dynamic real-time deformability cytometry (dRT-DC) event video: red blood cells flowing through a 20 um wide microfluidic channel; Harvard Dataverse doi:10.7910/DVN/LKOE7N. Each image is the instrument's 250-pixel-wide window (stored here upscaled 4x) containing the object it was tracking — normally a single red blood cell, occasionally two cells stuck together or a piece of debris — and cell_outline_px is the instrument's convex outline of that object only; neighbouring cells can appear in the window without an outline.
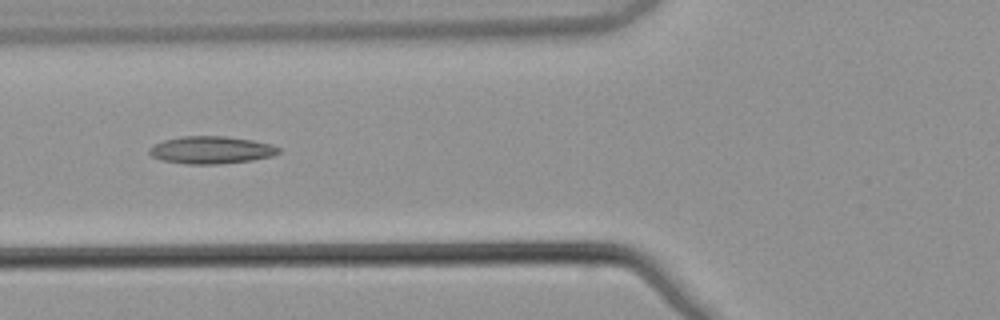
{"species": "common noctule bat (a hibernating species)", "species_latin": "Nyctalus noctula", "temperature_condition": "warm", "stored_images_in_passage": 7, "camera_frame_rate_fps": 3000, "um_per_image_px": 0.085, "animal": {"sex": "male", "body_mass_g": 21.5, "forearm_length_mm": 52.0}, "frame": {"image": 1, "passage_image": 6, "time_ms": 1.667, "image_size_px": [1000, 320], "cell_outline_px": [[280, 152], [272, 156], [252, 160], [216, 164], [184, 164], [160, 160], [152, 156], [148, 152], [148, 148], [164, 140], [180, 136], [224, 136], [252, 140], [272, 144], [280, 148]], "centroid_in_image_um": [17.93, 12.75], "position_along_channel_um": 107.9, "area_um2": 20.75}}
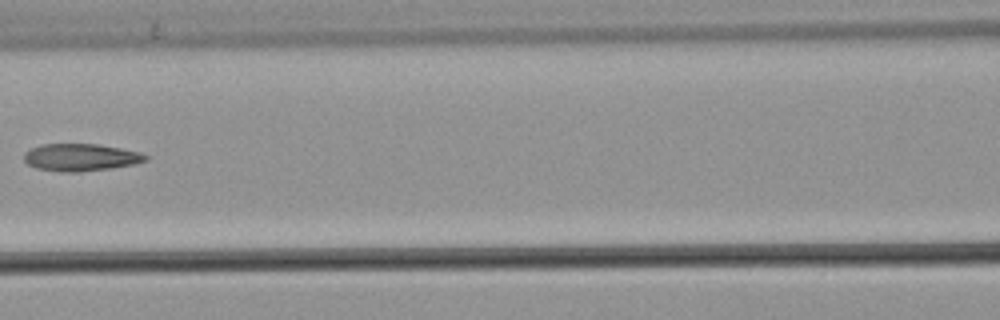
{"frame": {"image": 2, "passage_image": 7, "time_ms": 2.0, "image_size_px": [1000, 320], "cell_outline_px": [[148, 160], [136, 164], [112, 168], [76, 172], [60, 172], [36, 168], [28, 164], [24, 160], [24, 152], [40, 144], [96, 144], [120, 148], [140, 152], [148, 156]], "centroid_in_image_um": [6.86, 13.38], "position_along_channel_um": 159.7, "area_um2": 19.42}}